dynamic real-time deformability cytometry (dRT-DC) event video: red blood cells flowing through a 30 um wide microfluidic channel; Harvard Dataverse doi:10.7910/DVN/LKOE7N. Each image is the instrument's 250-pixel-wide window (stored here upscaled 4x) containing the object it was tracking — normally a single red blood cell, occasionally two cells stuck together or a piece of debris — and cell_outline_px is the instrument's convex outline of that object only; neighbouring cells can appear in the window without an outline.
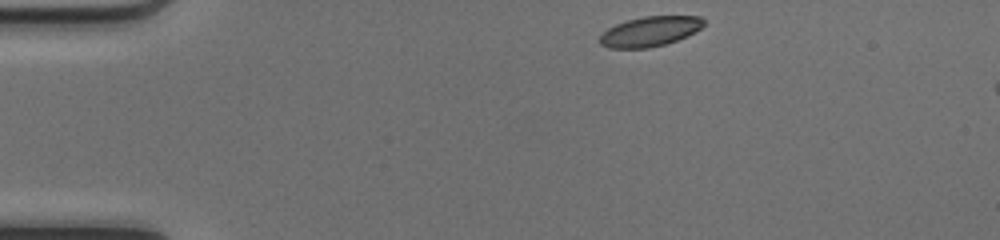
{"species": "common noctule bat (a hibernating species)", "species_latin": "Nyctalus noctula", "temperature_condition": "cold", "stored_images_in_passage": 7, "camera_frame_rate_fps": 3000, "um_per_image_px": 0.085, "animal": {"sex": "female", "body_mass_g": 17.0, "forearm_length_mm": 48.0}, "frame": {"image": 1, "passage_image": 1, "time_ms": 0.0, "image_size_px": [1000, 240], "cell_outline_px": [[704, 24], [700, 28], [676, 40], [664, 44], [648, 48], [608, 48], [600, 44], [600, 36], [608, 28], [616, 24], [628, 20], [644, 16], [700, 16], [704, 20]], "centroid_in_image_um": [55.21, 2.67], "position_along_channel_um": 29.8, "area_um2": 17.8}}